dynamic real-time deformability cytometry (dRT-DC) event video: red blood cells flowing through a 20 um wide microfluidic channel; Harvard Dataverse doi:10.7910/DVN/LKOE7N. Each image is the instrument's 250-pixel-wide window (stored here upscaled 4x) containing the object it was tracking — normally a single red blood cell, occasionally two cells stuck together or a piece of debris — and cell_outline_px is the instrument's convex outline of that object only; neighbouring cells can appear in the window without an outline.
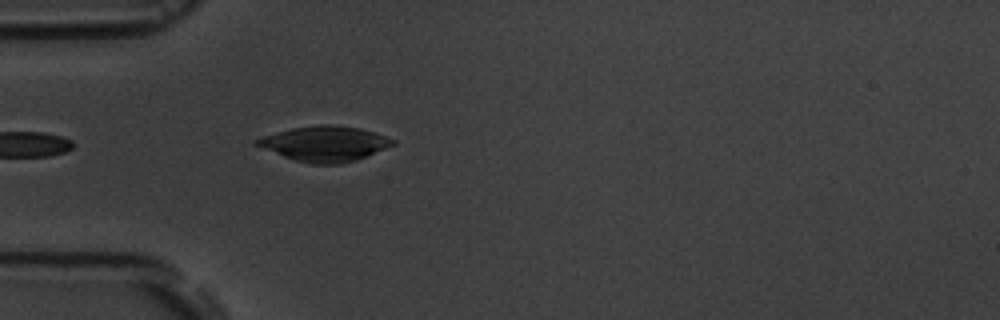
{"species": "common noctule bat (a hibernating species)", "species_latin": "Nyctalus noctula", "temperature_condition": "room temperature", "stored_images_in_passage": 4, "camera_frame_rate_fps": 3000, "um_per_image_px": 0.085, "animal": {"sex": "male", "body_mass_g": 19.5, "forearm_length_mm": 54.6}, "frame": {"image": 1, "passage_image": 4, "time_ms": 4.333, "image_size_px": [1000, 320], "cell_outline_px": [[396, 144], [356, 160], [340, 164], [312, 164], [296, 160], [284, 156], [252, 144], [252, 140], [276, 132], [292, 128], [320, 124], [336, 124], [360, 128], [396, 140]], "centroid_in_image_um": [27.59, 12.2], "position_along_channel_um": 57.4, "area_um2": 27.8}}